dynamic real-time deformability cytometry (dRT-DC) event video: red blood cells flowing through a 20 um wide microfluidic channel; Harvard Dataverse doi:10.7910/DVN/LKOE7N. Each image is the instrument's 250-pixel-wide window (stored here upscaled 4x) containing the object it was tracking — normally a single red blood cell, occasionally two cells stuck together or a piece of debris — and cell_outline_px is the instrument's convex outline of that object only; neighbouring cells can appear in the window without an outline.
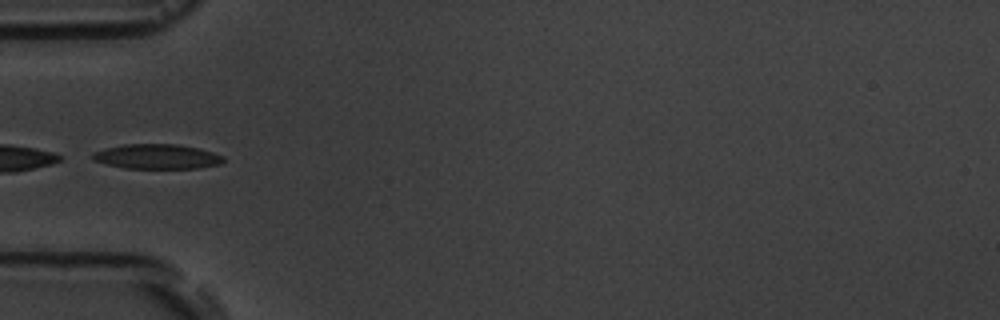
{"species": "common noctule bat (a hibernating species)", "species_latin": "Nyctalus noctula", "temperature_condition": "room temperature", "stored_images_in_passage": 2, "camera_frame_rate_fps": 3000, "um_per_image_px": 0.085, "animal": {"sex": "male", "body_mass_g": 19.5, "forearm_length_mm": 54.6}, "frame": {"image": 1, "passage_image": 2, "time_ms": 1.0, "image_size_px": [1000, 320], "cell_outline_px": [[224, 164], [196, 168], [124, 168], [92, 160], [92, 152], [104, 148], [124, 144], [180, 144], [200, 148], [224, 156]], "centroid_in_image_um": [13.37, 13.3], "position_along_channel_um": 71.6, "area_um2": 19.07}}